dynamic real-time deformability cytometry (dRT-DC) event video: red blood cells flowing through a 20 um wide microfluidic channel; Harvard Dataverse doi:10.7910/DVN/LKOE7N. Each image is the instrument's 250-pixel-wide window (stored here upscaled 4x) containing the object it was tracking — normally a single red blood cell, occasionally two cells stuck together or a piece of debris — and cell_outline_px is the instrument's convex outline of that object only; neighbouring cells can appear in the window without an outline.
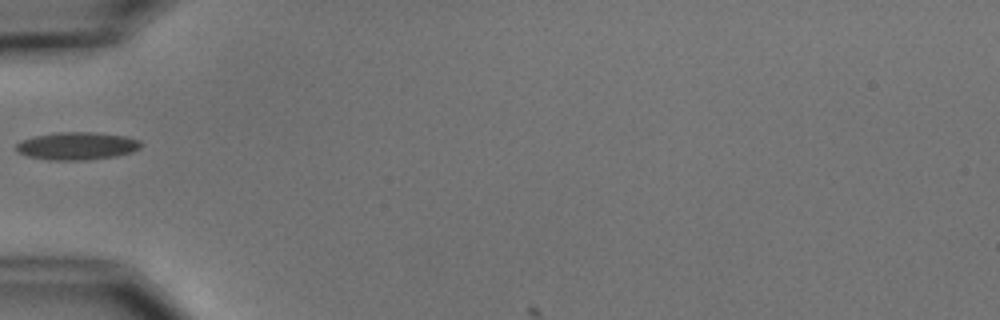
{"species": "common noctule bat (a hibernating species)", "species_latin": "Nyctalus noctula", "temperature_condition": "cold", "stored_images_in_passage": 1, "camera_frame_rate_fps": 3000, "um_per_image_px": 0.085, "animal": {"sex": "male", "body_mass_g": 15.6}, "frame": {"image": 1, "passage_image": 1, "time_ms": 0.0, "image_size_px": [1000, 320], "cell_outline_px": [[144, 144], [140, 148], [132, 152], [116, 156], [84, 160], [48, 160], [28, 156], [20, 152], [16, 148], [16, 144], [20, 140], [36, 136], [56, 132], [92, 132], [124, 136], [140, 140]], "centroid_in_image_um": [6.57, 12.4], "position_along_channel_um": 78.4, "area_um2": 20.11}}